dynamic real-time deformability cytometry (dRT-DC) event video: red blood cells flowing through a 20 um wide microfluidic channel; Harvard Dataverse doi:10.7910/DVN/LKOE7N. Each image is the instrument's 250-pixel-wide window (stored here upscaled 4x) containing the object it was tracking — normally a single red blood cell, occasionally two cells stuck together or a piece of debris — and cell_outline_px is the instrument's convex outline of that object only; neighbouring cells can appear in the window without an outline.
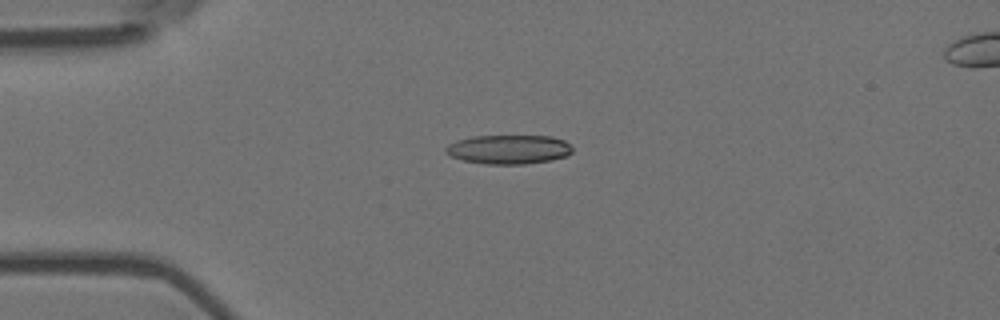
{"species": "Egyptian fruit bat (a non-hibernating species)", "species_latin": "Rousettus aegyptiacus", "temperature_condition": "room temperature", "stored_images_in_passage": 6, "camera_frame_rate_fps": 3000, "um_per_image_px": 0.085, "animal": {"sex": "female"}, "frame": {"image": 1, "passage_image": 4, "time_ms": 1.0, "image_size_px": [1000, 320], "cell_outline_px": [[572, 152], [568, 156], [552, 160], [524, 164], [484, 164], [464, 160], [452, 156], [444, 152], [444, 148], [448, 144], [456, 140], [472, 136], [552, 136], [564, 140], [572, 148]], "centroid_in_image_um": [43.24, 12.7], "position_along_channel_um": 41.8, "area_um2": 21.62}}